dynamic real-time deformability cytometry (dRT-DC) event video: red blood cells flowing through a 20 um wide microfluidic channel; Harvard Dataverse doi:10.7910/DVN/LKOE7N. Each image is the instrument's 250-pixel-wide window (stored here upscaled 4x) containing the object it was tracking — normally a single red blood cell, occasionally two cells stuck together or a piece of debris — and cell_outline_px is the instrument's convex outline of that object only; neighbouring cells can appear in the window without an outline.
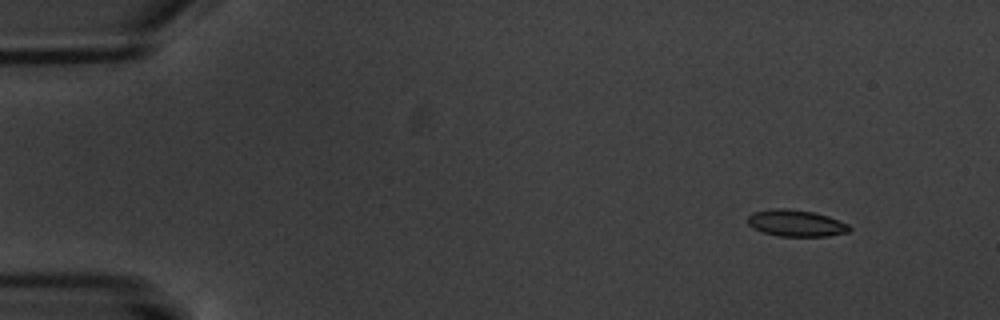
{"species": "common noctule bat (a hibernating species)", "species_latin": "Nyctalus noctula", "temperature_condition": "warm", "stored_images_in_passage": 6, "camera_frame_rate_fps": 3000, "um_per_image_px": 0.085, "animal": {"sex": "male", "body_mass_g": 20.1, "forearm_length_mm": 53.5}, "frame": {"image": 1, "passage_image": 1, "time_ms": 0.0, "image_size_px": [1000, 320], "cell_outline_px": [[852, 228], [848, 232], [828, 236], [780, 236], [764, 232], [752, 228], [748, 224], [748, 216], [752, 212], [772, 208], [784, 208], [812, 212], [828, 216], [848, 224]], "centroid_in_image_um": [67.65, 18.97], "position_along_channel_um": 17.4, "area_um2": 15.72}}